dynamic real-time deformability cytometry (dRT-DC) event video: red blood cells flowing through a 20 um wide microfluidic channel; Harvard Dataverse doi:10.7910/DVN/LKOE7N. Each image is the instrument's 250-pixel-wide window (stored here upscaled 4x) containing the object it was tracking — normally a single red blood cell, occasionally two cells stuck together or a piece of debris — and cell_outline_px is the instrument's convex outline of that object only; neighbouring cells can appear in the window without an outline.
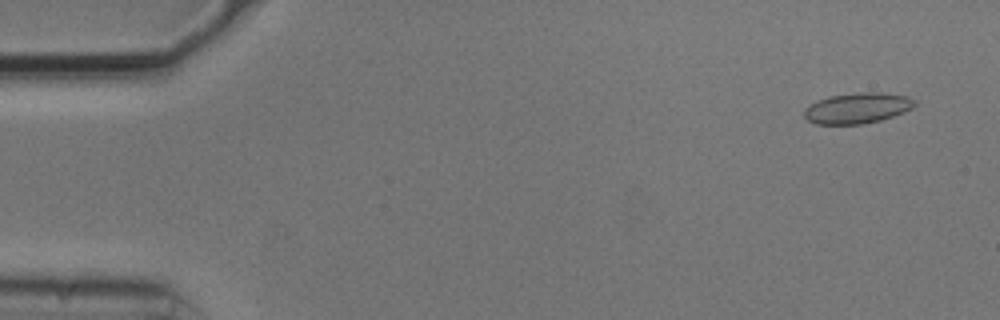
{"species": "common noctule bat (a hibernating species)", "species_latin": "Nyctalus noctula", "temperature_condition": "cold", "stored_images_in_passage": 54, "camera_frame_rate_fps": 3000, "um_per_image_px": 0.085, "animal": {"sex": "male", "body_mass_g": 20.5, "forearm_length_mm": 52.5}, "frame": {"image": 1, "passage_image": 3, "time_ms": 0.667, "image_size_px": [1000, 320], "cell_outline_px": [[916, 104], [912, 108], [904, 112], [880, 120], [860, 124], [816, 124], [808, 120], [804, 116], [804, 108], [828, 96], [860, 92], [880, 92], [908, 96], [916, 100]], "centroid_in_image_um": [72.9, 9.18], "position_along_channel_um": 12.1, "area_um2": 19.65}}
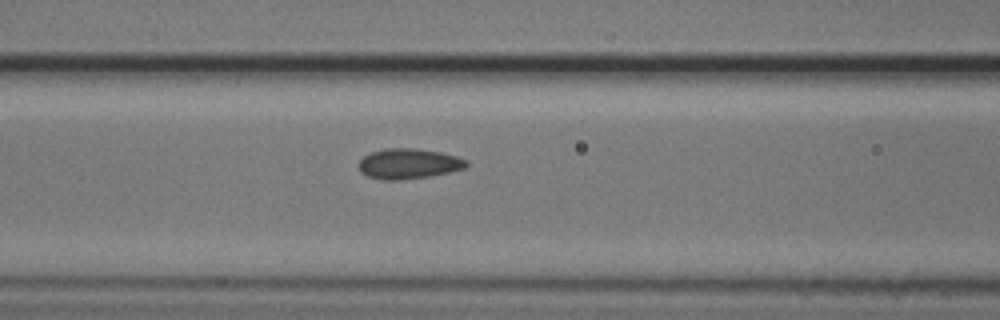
{"frame": {"image": 2, "passage_image": 22, "time_ms": 7.0, "image_size_px": [1000, 320], "cell_outline_px": [[468, 164], [464, 168], [448, 172], [428, 176], [400, 180], [384, 180], [368, 176], [360, 172], [360, 160], [364, 156], [372, 152], [384, 148], [416, 148], [440, 152], [456, 156], [468, 160]], "centroid_in_image_um": [34.73, 13.91], "position_along_channel_um": 131.9, "area_um2": 18.84}}
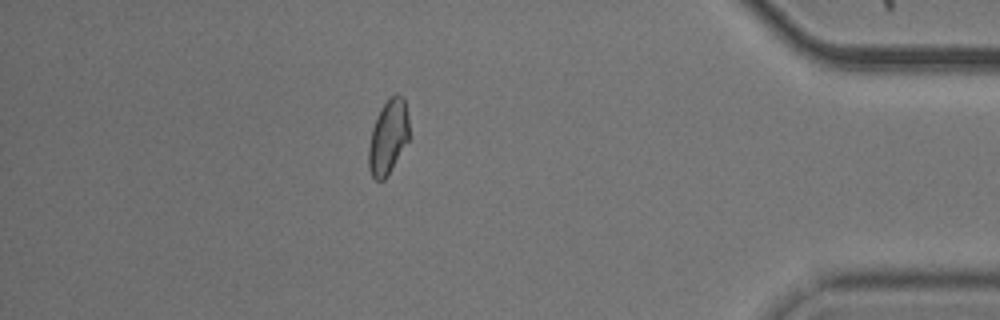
{"frame": {"image": 3, "passage_image": 47, "time_ms": 15.333, "image_size_px": [1000, 320], "cell_outline_px": [[408, 140], [384, 180], [376, 180], [372, 176], [368, 168], [368, 148], [372, 128], [376, 116], [380, 108], [396, 92], [404, 96], [408, 116]], "centroid_in_image_um": [32.98, 11.6], "position_along_channel_um": 402.2, "area_um2": 17.46}, "authors_computed_cell_mechanics": {"area_um2": 18.5538, "velocity_mm_per_s": 3.7323, "shape_relaxation_time_tau1_ms": 2.3785, "shape_relaxation_time_tau2_ms": 1.5262, "deformation_change_tau1": 0.0612, "deformation_change_tau2": 0.0627}}